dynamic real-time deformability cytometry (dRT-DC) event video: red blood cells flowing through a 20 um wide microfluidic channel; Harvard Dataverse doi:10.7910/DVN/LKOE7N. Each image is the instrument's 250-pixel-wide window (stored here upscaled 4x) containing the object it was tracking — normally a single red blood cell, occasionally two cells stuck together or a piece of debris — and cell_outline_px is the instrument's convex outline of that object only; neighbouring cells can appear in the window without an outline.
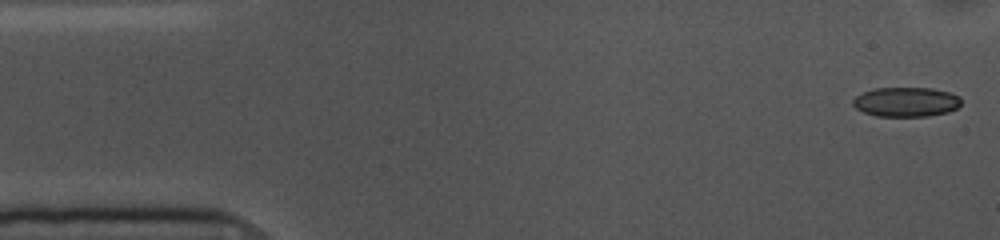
{"species": "common noctule bat (a hibernating species)", "species_latin": "Nyctalus noctula", "temperature_condition": "cold", "stored_images_in_passage": 54, "camera_frame_rate_fps": 3000, "um_per_image_px": 0.085, "animal": {"sex": "female", "body_mass_g": 10.0, "forearm_length_mm": 53.1}, "frame": {"image": 1, "passage_image": 1, "time_ms": 0.0, "image_size_px": [1000, 240], "cell_outline_px": [[960, 104], [956, 108], [948, 112], [928, 116], [876, 116], [864, 112], [856, 108], [852, 104], [852, 100], [856, 96], [864, 92], [876, 88], [932, 88], [948, 92], [960, 96]], "centroid_in_image_um": [77.01, 8.66], "position_along_channel_um": 8.0, "area_um2": 18.55}}
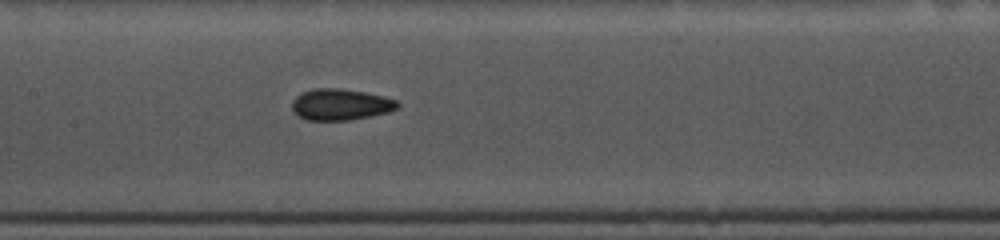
{"frame": {"image": 2, "passage_image": 24, "time_ms": 7.667, "image_size_px": [1000, 240], "cell_outline_px": [[400, 104], [396, 108], [388, 112], [348, 120], [308, 120], [292, 112], [292, 100], [300, 92], [312, 88], [336, 88], [364, 92], [384, 96], [396, 100]], "centroid_in_image_um": [28.9, 8.87], "position_along_channel_um": 178.5, "area_um2": 19.19}}
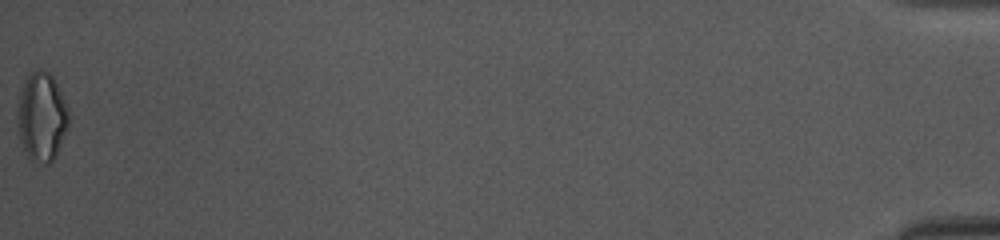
{"frame": {"image": 3, "passage_image": 54, "time_ms": 17.667, "image_size_px": [1000, 240], "cell_outline_px": [[68, 128], [52, 160], [48, 164], [44, 164], [28, 160], [20, 140], [16, 116], [16, 108], [20, 92], [28, 76], [36, 68], [40, 68], [48, 72], [52, 76], [68, 108]], "centroid_in_image_um": [3.51, 9.94], "position_along_channel_um": 431.7, "area_um2": 26.47}, "authors_computed_cell_mechanics": {"area_um2": 18.9295, "velocity_mm_per_s": 3.6089, "shape_relaxation_time_tau1_ms": 4.0904, "shape_relaxation_time_tau2_ms": 3.4479, "deformation_change_tau1": 0.0986, "deformation_change_tau2": 0.0876}}